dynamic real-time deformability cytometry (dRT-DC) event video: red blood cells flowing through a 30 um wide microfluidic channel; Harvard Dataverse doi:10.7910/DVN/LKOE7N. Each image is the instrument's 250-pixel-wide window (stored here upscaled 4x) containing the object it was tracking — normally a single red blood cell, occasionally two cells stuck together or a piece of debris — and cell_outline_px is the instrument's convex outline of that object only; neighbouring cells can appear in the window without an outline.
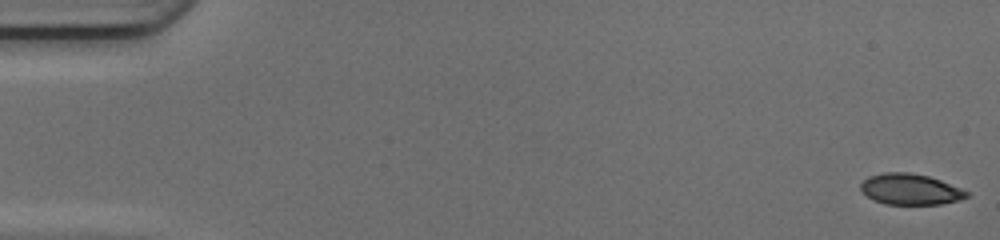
{"species": "common noctule bat (a hibernating species)", "species_latin": "Nyctalus noctula", "temperature_condition": "cold", "stored_images_in_passage": 51, "camera_frame_rate_fps": 3000, "um_per_image_px": 0.085, "animal": {"sex": "female", "body_mass_g": 17.0, "forearm_length_mm": 48.0}, "frame": {"image": 1, "passage_image": 1, "time_ms": 0.0, "image_size_px": [1000, 240], "cell_outline_px": [[968, 196], [960, 200], [940, 204], [884, 204], [872, 200], [860, 188], [860, 184], [868, 176], [884, 172], [908, 172], [928, 176], [940, 180], [960, 188], [968, 192]], "centroid_in_image_um": [77.35, 16.09], "position_along_channel_um": 7.7, "area_um2": 19.02}}
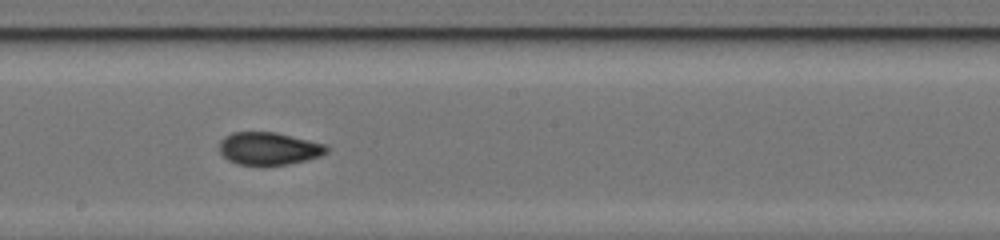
{"frame": {"image": 2, "passage_image": 28, "time_ms": 9.0, "image_size_px": [1000, 240], "cell_outline_px": [[328, 152], [320, 156], [308, 160], [288, 164], [260, 168], [236, 164], [228, 160], [220, 152], [220, 140], [224, 136], [232, 132], [276, 132], [328, 144]], "centroid_in_image_um": [22.86, 12.66], "position_along_channel_um": 225.3, "area_um2": 21.21}}
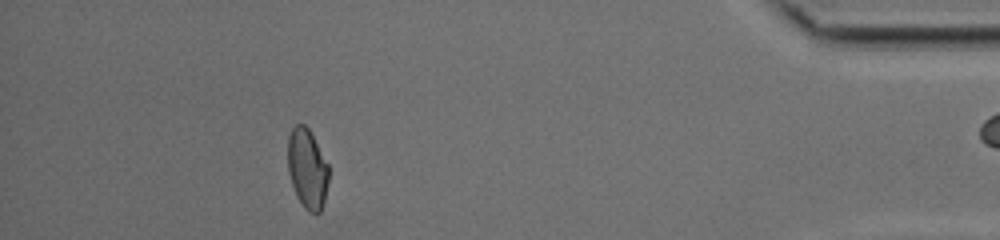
{"frame": {"image": 3, "passage_image": 45, "time_ms": 14.667, "image_size_px": [1000, 240], "cell_outline_px": [[328, 184], [324, 204], [320, 212], [316, 216], [308, 212], [304, 208], [296, 196], [288, 172], [288, 136], [292, 128], [296, 124], [304, 124], [308, 128], [328, 164]], "centroid_in_image_um": [26.12, 14.39], "position_along_channel_um": 409.1, "area_um2": 19.19}, "authors_computed_cell_mechanics": {"area_um2": 19.8832, "velocity_mm_per_s": 4.2094, "shape_relaxation_time_tau1_ms": null, "shape_relaxation_time_tau2_ms": 1.4031, "deformation_change_tau1": null, "deformation_change_tau2": 0.0514}}